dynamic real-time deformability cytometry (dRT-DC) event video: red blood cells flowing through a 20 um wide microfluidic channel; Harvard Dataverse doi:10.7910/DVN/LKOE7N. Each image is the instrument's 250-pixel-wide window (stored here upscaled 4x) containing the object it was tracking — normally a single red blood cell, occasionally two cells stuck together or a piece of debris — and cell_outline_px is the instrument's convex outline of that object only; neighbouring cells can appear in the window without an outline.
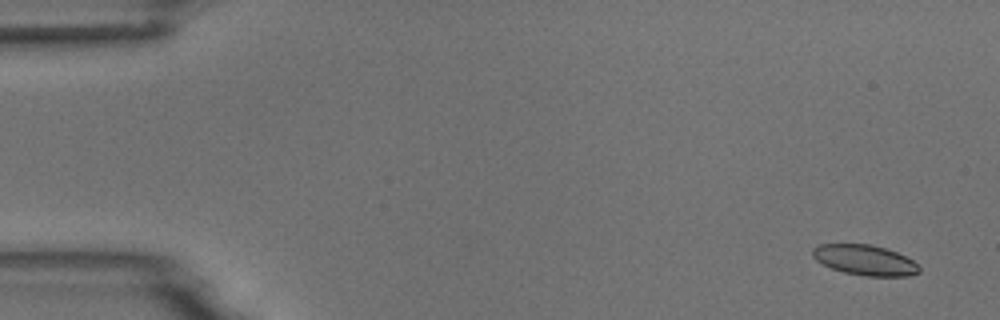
{"species": "common noctule bat (a hibernating species)", "species_latin": "Nyctalus noctula", "temperature_condition": "room temperature", "stored_images_in_passage": 5, "segment_of_instrument_passage": [1, 2], "camera_frame_rate_fps": 3000, "um_per_image_px": 0.085, "animal": {"sex": "male", "body_mass_g": 18.8}, "frame": {"image": 1, "passage_image": 1, "time_ms": 0.0, "image_size_px": [1000, 320], "cell_outline_px": [[920, 272], [908, 276], [864, 276], [844, 272], [832, 268], [816, 260], [812, 256], [812, 248], [820, 244], [872, 244], [896, 252], [912, 260], [920, 268]], "centroid_in_image_um": [73.5, 22.1], "position_along_channel_um": 11.5, "area_um2": 18.73}}